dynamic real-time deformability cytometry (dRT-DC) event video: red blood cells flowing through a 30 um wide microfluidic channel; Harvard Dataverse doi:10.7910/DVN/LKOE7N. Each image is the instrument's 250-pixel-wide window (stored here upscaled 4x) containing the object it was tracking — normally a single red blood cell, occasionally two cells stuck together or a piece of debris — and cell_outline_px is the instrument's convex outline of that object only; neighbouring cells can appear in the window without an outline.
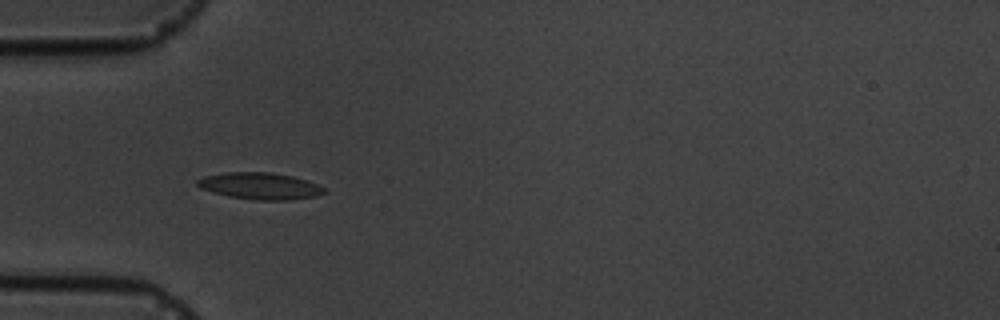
{"species": "common noctule bat (a hibernating species)", "species_latin": "Nyctalus noctula", "temperature_condition": "cold", "stored_images_in_passage": 6, "camera_frame_rate_fps": 3000, "um_per_image_px": 0.085, "animal": {"sex": "male", "body_mass_g": 19.5, "forearm_length_mm": 54.6}, "frame": {"image": 1, "passage_image": 5, "time_ms": 4.667, "image_size_px": [1000, 320], "cell_outline_px": [[328, 192], [316, 196], [288, 200], [256, 200], [228, 196], [212, 192], [200, 188], [196, 184], [196, 180], [204, 176], [228, 172], [268, 172], [292, 176], [308, 180], [324, 188]], "centroid_in_image_um": [22.1, 15.81], "position_along_channel_um": 62.9, "area_um2": 19.77}}
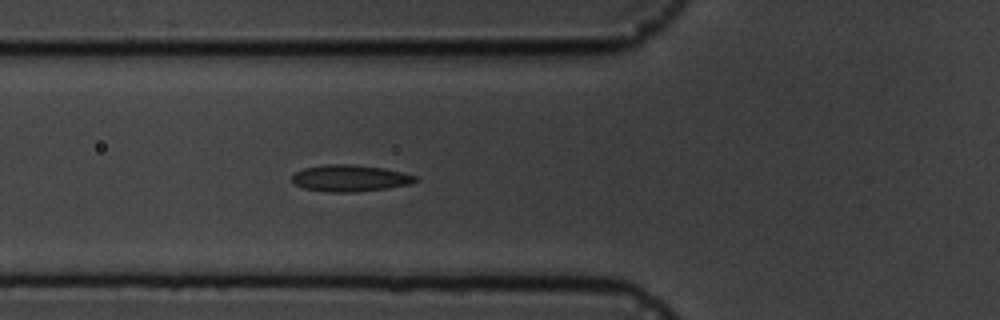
{"frame": {"image": 2, "passage_image": 6, "time_ms": 5.667, "image_size_px": [1000, 320], "cell_outline_px": [[420, 180], [412, 184], [388, 188], [356, 192], [328, 192], [304, 188], [296, 184], [292, 180], [292, 176], [296, 172], [304, 168], [324, 164], [348, 164], [384, 168], [416, 176]], "centroid_in_image_um": [29.78, 15.15], "position_along_channel_um": 96.0, "area_um2": 19.13}}